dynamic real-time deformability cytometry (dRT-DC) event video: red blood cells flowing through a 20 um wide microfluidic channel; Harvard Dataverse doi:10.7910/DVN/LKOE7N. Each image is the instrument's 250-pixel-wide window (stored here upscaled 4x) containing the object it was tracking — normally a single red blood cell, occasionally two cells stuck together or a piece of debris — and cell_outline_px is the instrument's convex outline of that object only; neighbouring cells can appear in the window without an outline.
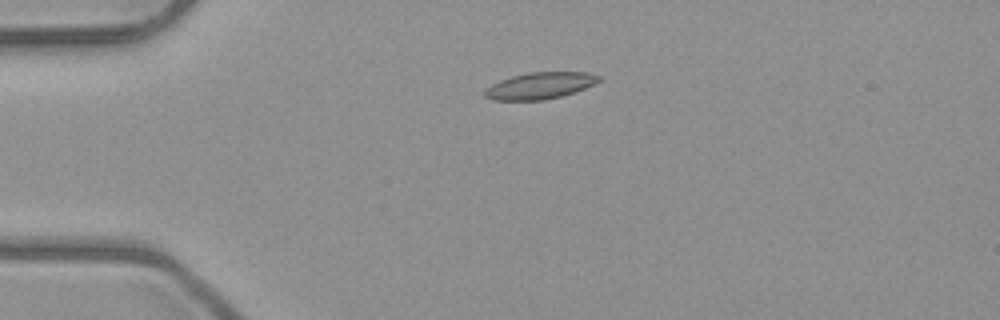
{"species": "common noctule bat (a hibernating species)", "species_latin": "Nyctalus noctula", "temperature_condition": "room temperature", "stored_images_in_passage": 5, "camera_frame_rate_fps": 3000, "um_per_image_px": 0.085, "animal": {"sex": "male", "body_mass_g": 23.1, "forearm_length_mm": 52.7}, "frame": {"image": 1, "passage_image": 3, "time_ms": 3.333, "image_size_px": [1000, 320], "cell_outline_px": [[604, 76], [600, 80], [584, 88], [560, 96], [544, 100], [492, 100], [484, 96], [484, 92], [492, 84], [500, 80], [512, 76], [528, 72], [588, 72]], "centroid_in_image_um": [45.9, 7.27], "position_along_channel_um": 39.1, "area_um2": 17.57}}
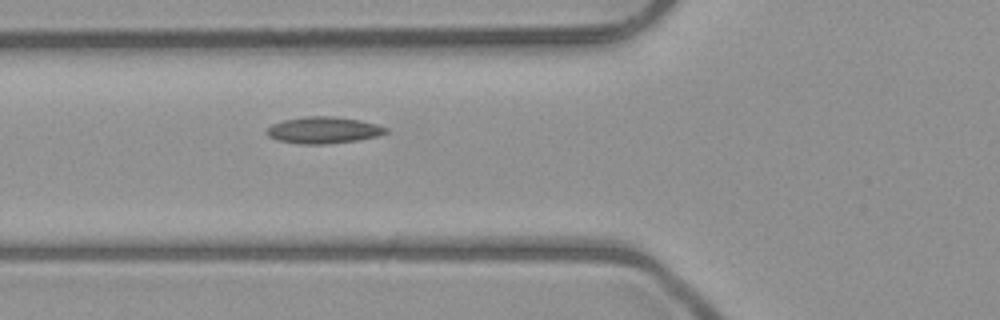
{"frame": {"image": 2, "passage_image": 5, "time_ms": 5.667, "image_size_px": [1000, 320], "cell_outline_px": [[388, 132], [376, 136], [356, 140], [324, 144], [300, 144], [276, 140], [268, 136], [264, 132], [272, 124], [284, 120], [304, 116], [336, 116], [360, 120], [376, 124], [388, 128]], "centroid_in_image_um": [27.46, 11.05], "position_along_channel_um": 98.3, "area_um2": 18.5}}